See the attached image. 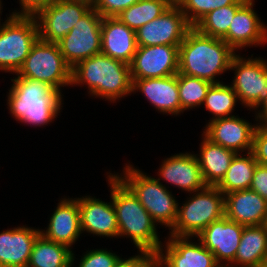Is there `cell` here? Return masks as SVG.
Returning a JSON list of instances; mask_svg holds the SVG:
<instances>
[{
  "instance_id": "1",
  "label": "cell",
  "mask_w": 267,
  "mask_h": 267,
  "mask_svg": "<svg viewBox=\"0 0 267 267\" xmlns=\"http://www.w3.org/2000/svg\"><path fill=\"white\" fill-rule=\"evenodd\" d=\"M235 50L223 39L200 33L192 27L179 46L178 73L222 83L215 79L230 70Z\"/></svg>"
},
{
  "instance_id": "2",
  "label": "cell",
  "mask_w": 267,
  "mask_h": 267,
  "mask_svg": "<svg viewBox=\"0 0 267 267\" xmlns=\"http://www.w3.org/2000/svg\"><path fill=\"white\" fill-rule=\"evenodd\" d=\"M110 198L118 224V237H130L140 252L156 255L162 244L157 224L133 192L115 175H108ZM156 225V226H155Z\"/></svg>"
},
{
  "instance_id": "3",
  "label": "cell",
  "mask_w": 267,
  "mask_h": 267,
  "mask_svg": "<svg viewBox=\"0 0 267 267\" xmlns=\"http://www.w3.org/2000/svg\"><path fill=\"white\" fill-rule=\"evenodd\" d=\"M7 105L16 121L34 126L51 123L62 109L61 93L47 83L35 79H11Z\"/></svg>"
},
{
  "instance_id": "4",
  "label": "cell",
  "mask_w": 267,
  "mask_h": 267,
  "mask_svg": "<svg viewBox=\"0 0 267 267\" xmlns=\"http://www.w3.org/2000/svg\"><path fill=\"white\" fill-rule=\"evenodd\" d=\"M71 84L88 85L90 95L114 103L132 93L133 81L129 64L100 53L72 68Z\"/></svg>"
},
{
  "instance_id": "5",
  "label": "cell",
  "mask_w": 267,
  "mask_h": 267,
  "mask_svg": "<svg viewBox=\"0 0 267 267\" xmlns=\"http://www.w3.org/2000/svg\"><path fill=\"white\" fill-rule=\"evenodd\" d=\"M115 175L133 192L156 224L165 225L169 230L173 228L178 202L166 185L133 168V165L126 164L123 175Z\"/></svg>"
},
{
  "instance_id": "6",
  "label": "cell",
  "mask_w": 267,
  "mask_h": 267,
  "mask_svg": "<svg viewBox=\"0 0 267 267\" xmlns=\"http://www.w3.org/2000/svg\"><path fill=\"white\" fill-rule=\"evenodd\" d=\"M180 207L169 235L196 237L212 222L224 217V194L216 186L193 192Z\"/></svg>"
},
{
  "instance_id": "7",
  "label": "cell",
  "mask_w": 267,
  "mask_h": 267,
  "mask_svg": "<svg viewBox=\"0 0 267 267\" xmlns=\"http://www.w3.org/2000/svg\"><path fill=\"white\" fill-rule=\"evenodd\" d=\"M16 76L47 83L60 93L61 87L72 85V68L65 61L58 44L39 38Z\"/></svg>"
},
{
  "instance_id": "8",
  "label": "cell",
  "mask_w": 267,
  "mask_h": 267,
  "mask_svg": "<svg viewBox=\"0 0 267 267\" xmlns=\"http://www.w3.org/2000/svg\"><path fill=\"white\" fill-rule=\"evenodd\" d=\"M38 38L34 16L11 13L0 26V71L16 74Z\"/></svg>"
},
{
  "instance_id": "9",
  "label": "cell",
  "mask_w": 267,
  "mask_h": 267,
  "mask_svg": "<svg viewBox=\"0 0 267 267\" xmlns=\"http://www.w3.org/2000/svg\"><path fill=\"white\" fill-rule=\"evenodd\" d=\"M102 18L92 7L69 33L57 42L60 52L71 68L84 59L101 53Z\"/></svg>"
},
{
  "instance_id": "10",
  "label": "cell",
  "mask_w": 267,
  "mask_h": 267,
  "mask_svg": "<svg viewBox=\"0 0 267 267\" xmlns=\"http://www.w3.org/2000/svg\"><path fill=\"white\" fill-rule=\"evenodd\" d=\"M230 70H235L231 86L238 100L254 110L267 92V61L260 57L246 59L238 54L233 58Z\"/></svg>"
},
{
  "instance_id": "11",
  "label": "cell",
  "mask_w": 267,
  "mask_h": 267,
  "mask_svg": "<svg viewBox=\"0 0 267 267\" xmlns=\"http://www.w3.org/2000/svg\"><path fill=\"white\" fill-rule=\"evenodd\" d=\"M91 8L84 2L74 0H57L44 7L34 15L39 39L59 42Z\"/></svg>"
},
{
  "instance_id": "12",
  "label": "cell",
  "mask_w": 267,
  "mask_h": 267,
  "mask_svg": "<svg viewBox=\"0 0 267 267\" xmlns=\"http://www.w3.org/2000/svg\"><path fill=\"white\" fill-rule=\"evenodd\" d=\"M192 28L179 6H170L161 16L136 30L138 46L175 45Z\"/></svg>"
},
{
  "instance_id": "13",
  "label": "cell",
  "mask_w": 267,
  "mask_h": 267,
  "mask_svg": "<svg viewBox=\"0 0 267 267\" xmlns=\"http://www.w3.org/2000/svg\"><path fill=\"white\" fill-rule=\"evenodd\" d=\"M178 62L179 46H138L129 64L132 80L176 75Z\"/></svg>"
},
{
  "instance_id": "14",
  "label": "cell",
  "mask_w": 267,
  "mask_h": 267,
  "mask_svg": "<svg viewBox=\"0 0 267 267\" xmlns=\"http://www.w3.org/2000/svg\"><path fill=\"white\" fill-rule=\"evenodd\" d=\"M191 238L170 235L166 247L161 245L155 255L156 263L160 267H220L214 254L199 239L195 243Z\"/></svg>"
},
{
  "instance_id": "15",
  "label": "cell",
  "mask_w": 267,
  "mask_h": 267,
  "mask_svg": "<svg viewBox=\"0 0 267 267\" xmlns=\"http://www.w3.org/2000/svg\"><path fill=\"white\" fill-rule=\"evenodd\" d=\"M243 228L224 216L208 225L196 238L214 254L220 266L228 267L236 256Z\"/></svg>"
},
{
  "instance_id": "16",
  "label": "cell",
  "mask_w": 267,
  "mask_h": 267,
  "mask_svg": "<svg viewBox=\"0 0 267 267\" xmlns=\"http://www.w3.org/2000/svg\"><path fill=\"white\" fill-rule=\"evenodd\" d=\"M257 126V123L252 125L247 120L233 115L209 121L202 136L212 143L241 154L252 150L253 134Z\"/></svg>"
},
{
  "instance_id": "17",
  "label": "cell",
  "mask_w": 267,
  "mask_h": 267,
  "mask_svg": "<svg viewBox=\"0 0 267 267\" xmlns=\"http://www.w3.org/2000/svg\"><path fill=\"white\" fill-rule=\"evenodd\" d=\"M254 0L245 1L236 11L223 40L235 51L267 42V26L254 10Z\"/></svg>"
},
{
  "instance_id": "18",
  "label": "cell",
  "mask_w": 267,
  "mask_h": 267,
  "mask_svg": "<svg viewBox=\"0 0 267 267\" xmlns=\"http://www.w3.org/2000/svg\"><path fill=\"white\" fill-rule=\"evenodd\" d=\"M159 169L158 181H166L192 194L205 188L199 162L195 154L179 153L163 160Z\"/></svg>"
},
{
  "instance_id": "19",
  "label": "cell",
  "mask_w": 267,
  "mask_h": 267,
  "mask_svg": "<svg viewBox=\"0 0 267 267\" xmlns=\"http://www.w3.org/2000/svg\"><path fill=\"white\" fill-rule=\"evenodd\" d=\"M224 216L243 226L264 225L267 220V201L251 189L224 195Z\"/></svg>"
},
{
  "instance_id": "20",
  "label": "cell",
  "mask_w": 267,
  "mask_h": 267,
  "mask_svg": "<svg viewBox=\"0 0 267 267\" xmlns=\"http://www.w3.org/2000/svg\"><path fill=\"white\" fill-rule=\"evenodd\" d=\"M111 200L105 202L90 195L78 198L82 233L118 237L116 211Z\"/></svg>"
},
{
  "instance_id": "21",
  "label": "cell",
  "mask_w": 267,
  "mask_h": 267,
  "mask_svg": "<svg viewBox=\"0 0 267 267\" xmlns=\"http://www.w3.org/2000/svg\"><path fill=\"white\" fill-rule=\"evenodd\" d=\"M40 233L48 240L71 249L82 234L78 198H62L49 219L47 229L40 230Z\"/></svg>"
},
{
  "instance_id": "22",
  "label": "cell",
  "mask_w": 267,
  "mask_h": 267,
  "mask_svg": "<svg viewBox=\"0 0 267 267\" xmlns=\"http://www.w3.org/2000/svg\"><path fill=\"white\" fill-rule=\"evenodd\" d=\"M136 31L117 17H103L101 23V53L130 64L137 51Z\"/></svg>"
},
{
  "instance_id": "23",
  "label": "cell",
  "mask_w": 267,
  "mask_h": 267,
  "mask_svg": "<svg viewBox=\"0 0 267 267\" xmlns=\"http://www.w3.org/2000/svg\"><path fill=\"white\" fill-rule=\"evenodd\" d=\"M40 230L18 226L0 233V267H27Z\"/></svg>"
},
{
  "instance_id": "24",
  "label": "cell",
  "mask_w": 267,
  "mask_h": 267,
  "mask_svg": "<svg viewBox=\"0 0 267 267\" xmlns=\"http://www.w3.org/2000/svg\"><path fill=\"white\" fill-rule=\"evenodd\" d=\"M132 81V92L140 91L143 93L158 111L176 116L181 113L177 74L162 78H146Z\"/></svg>"
},
{
  "instance_id": "25",
  "label": "cell",
  "mask_w": 267,
  "mask_h": 267,
  "mask_svg": "<svg viewBox=\"0 0 267 267\" xmlns=\"http://www.w3.org/2000/svg\"><path fill=\"white\" fill-rule=\"evenodd\" d=\"M267 266V227L244 226L234 261L228 267Z\"/></svg>"
},
{
  "instance_id": "26",
  "label": "cell",
  "mask_w": 267,
  "mask_h": 267,
  "mask_svg": "<svg viewBox=\"0 0 267 267\" xmlns=\"http://www.w3.org/2000/svg\"><path fill=\"white\" fill-rule=\"evenodd\" d=\"M199 149V155L195 154V156L199 162L203 180L207 186H217L225 176L236 153L212 143L205 136Z\"/></svg>"
},
{
  "instance_id": "27",
  "label": "cell",
  "mask_w": 267,
  "mask_h": 267,
  "mask_svg": "<svg viewBox=\"0 0 267 267\" xmlns=\"http://www.w3.org/2000/svg\"><path fill=\"white\" fill-rule=\"evenodd\" d=\"M245 154V156L240 153L235 154L225 176L216 186L224 195L250 188L258 163L251 151Z\"/></svg>"
},
{
  "instance_id": "28",
  "label": "cell",
  "mask_w": 267,
  "mask_h": 267,
  "mask_svg": "<svg viewBox=\"0 0 267 267\" xmlns=\"http://www.w3.org/2000/svg\"><path fill=\"white\" fill-rule=\"evenodd\" d=\"M73 251L40 234L31 251L27 267H65L72 262Z\"/></svg>"
},
{
  "instance_id": "29",
  "label": "cell",
  "mask_w": 267,
  "mask_h": 267,
  "mask_svg": "<svg viewBox=\"0 0 267 267\" xmlns=\"http://www.w3.org/2000/svg\"><path fill=\"white\" fill-rule=\"evenodd\" d=\"M170 6L166 0H139L116 17L136 31L144 24L161 16Z\"/></svg>"
},
{
  "instance_id": "30",
  "label": "cell",
  "mask_w": 267,
  "mask_h": 267,
  "mask_svg": "<svg viewBox=\"0 0 267 267\" xmlns=\"http://www.w3.org/2000/svg\"><path fill=\"white\" fill-rule=\"evenodd\" d=\"M244 2L245 0H238L233 5H227L212 10L207 15H205L194 27L204 35L223 39L228 33V29L237 9Z\"/></svg>"
},
{
  "instance_id": "31",
  "label": "cell",
  "mask_w": 267,
  "mask_h": 267,
  "mask_svg": "<svg viewBox=\"0 0 267 267\" xmlns=\"http://www.w3.org/2000/svg\"><path fill=\"white\" fill-rule=\"evenodd\" d=\"M237 101L238 97L232 86L222 82L210 86L203 104L206 110L214 115L210 119V121H213L215 119L233 116L231 113Z\"/></svg>"
},
{
  "instance_id": "32",
  "label": "cell",
  "mask_w": 267,
  "mask_h": 267,
  "mask_svg": "<svg viewBox=\"0 0 267 267\" xmlns=\"http://www.w3.org/2000/svg\"><path fill=\"white\" fill-rule=\"evenodd\" d=\"M181 113L203 104L211 82L194 76L177 73Z\"/></svg>"
},
{
  "instance_id": "33",
  "label": "cell",
  "mask_w": 267,
  "mask_h": 267,
  "mask_svg": "<svg viewBox=\"0 0 267 267\" xmlns=\"http://www.w3.org/2000/svg\"><path fill=\"white\" fill-rule=\"evenodd\" d=\"M238 0H184L179 6L187 21L194 27L205 15L212 10L227 5H233Z\"/></svg>"
},
{
  "instance_id": "34",
  "label": "cell",
  "mask_w": 267,
  "mask_h": 267,
  "mask_svg": "<svg viewBox=\"0 0 267 267\" xmlns=\"http://www.w3.org/2000/svg\"><path fill=\"white\" fill-rule=\"evenodd\" d=\"M120 259L107 249H93L81 257L78 267H114Z\"/></svg>"
},
{
  "instance_id": "35",
  "label": "cell",
  "mask_w": 267,
  "mask_h": 267,
  "mask_svg": "<svg viewBox=\"0 0 267 267\" xmlns=\"http://www.w3.org/2000/svg\"><path fill=\"white\" fill-rule=\"evenodd\" d=\"M258 164L267 166V126H257L251 150Z\"/></svg>"
},
{
  "instance_id": "36",
  "label": "cell",
  "mask_w": 267,
  "mask_h": 267,
  "mask_svg": "<svg viewBox=\"0 0 267 267\" xmlns=\"http://www.w3.org/2000/svg\"><path fill=\"white\" fill-rule=\"evenodd\" d=\"M139 0H98L93 7L101 17H116Z\"/></svg>"
},
{
  "instance_id": "37",
  "label": "cell",
  "mask_w": 267,
  "mask_h": 267,
  "mask_svg": "<svg viewBox=\"0 0 267 267\" xmlns=\"http://www.w3.org/2000/svg\"><path fill=\"white\" fill-rule=\"evenodd\" d=\"M249 189L255 191L267 201V166L256 165Z\"/></svg>"
},
{
  "instance_id": "38",
  "label": "cell",
  "mask_w": 267,
  "mask_h": 267,
  "mask_svg": "<svg viewBox=\"0 0 267 267\" xmlns=\"http://www.w3.org/2000/svg\"><path fill=\"white\" fill-rule=\"evenodd\" d=\"M155 262V255L140 251L137 256L120 258L114 267H151Z\"/></svg>"
},
{
  "instance_id": "39",
  "label": "cell",
  "mask_w": 267,
  "mask_h": 267,
  "mask_svg": "<svg viewBox=\"0 0 267 267\" xmlns=\"http://www.w3.org/2000/svg\"><path fill=\"white\" fill-rule=\"evenodd\" d=\"M57 0H19L21 10L12 12L14 15L34 16L44 7L53 4Z\"/></svg>"
},
{
  "instance_id": "40",
  "label": "cell",
  "mask_w": 267,
  "mask_h": 267,
  "mask_svg": "<svg viewBox=\"0 0 267 267\" xmlns=\"http://www.w3.org/2000/svg\"><path fill=\"white\" fill-rule=\"evenodd\" d=\"M259 107L262 109L260 110ZM257 108L259 109V111L255 113V119L257 122L259 121L257 124H259V126H267V92L255 110H258Z\"/></svg>"
},
{
  "instance_id": "41",
  "label": "cell",
  "mask_w": 267,
  "mask_h": 267,
  "mask_svg": "<svg viewBox=\"0 0 267 267\" xmlns=\"http://www.w3.org/2000/svg\"><path fill=\"white\" fill-rule=\"evenodd\" d=\"M171 6H180L184 0H166Z\"/></svg>"
},
{
  "instance_id": "42",
  "label": "cell",
  "mask_w": 267,
  "mask_h": 267,
  "mask_svg": "<svg viewBox=\"0 0 267 267\" xmlns=\"http://www.w3.org/2000/svg\"><path fill=\"white\" fill-rule=\"evenodd\" d=\"M74 1L84 2L90 5L91 7H94L98 0H74Z\"/></svg>"
},
{
  "instance_id": "43",
  "label": "cell",
  "mask_w": 267,
  "mask_h": 267,
  "mask_svg": "<svg viewBox=\"0 0 267 267\" xmlns=\"http://www.w3.org/2000/svg\"><path fill=\"white\" fill-rule=\"evenodd\" d=\"M75 256H74V253L72 254V262L70 264H68L67 266L65 267H72L74 265V261H75Z\"/></svg>"
},
{
  "instance_id": "44",
  "label": "cell",
  "mask_w": 267,
  "mask_h": 267,
  "mask_svg": "<svg viewBox=\"0 0 267 267\" xmlns=\"http://www.w3.org/2000/svg\"><path fill=\"white\" fill-rule=\"evenodd\" d=\"M1 6H2V1L0 0V13H2V12H1V10H2V7H1ZM0 18H1V17H0ZM0 20H1V19H0ZM0 26H1V23H0Z\"/></svg>"
},
{
  "instance_id": "45",
  "label": "cell",
  "mask_w": 267,
  "mask_h": 267,
  "mask_svg": "<svg viewBox=\"0 0 267 267\" xmlns=\"http://www.w3.org/2000/svg\"><path fill=\"white\" fill-rule=\"evenodd\" d=\"M151 267H160L156 262Z\"/></svg>"
}]
</instances>
